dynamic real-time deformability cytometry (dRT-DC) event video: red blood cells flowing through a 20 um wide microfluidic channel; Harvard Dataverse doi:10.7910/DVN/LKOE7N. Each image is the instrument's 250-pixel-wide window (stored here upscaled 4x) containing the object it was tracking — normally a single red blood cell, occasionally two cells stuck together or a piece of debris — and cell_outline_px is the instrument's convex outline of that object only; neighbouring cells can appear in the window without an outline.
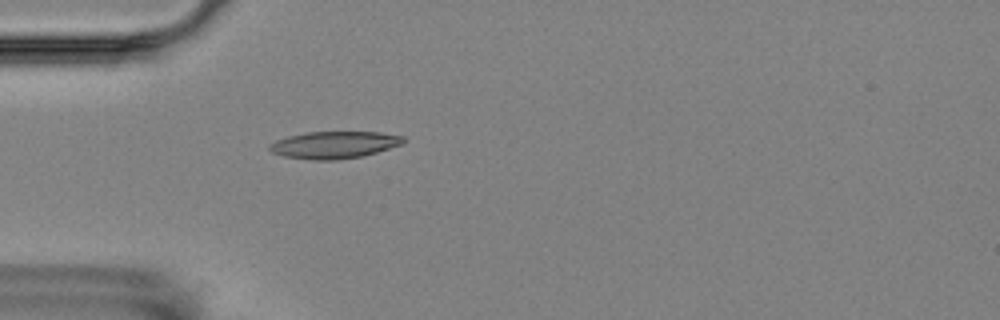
{"species": "Egyptian fruit bat (a non-hibernating species)", "species_latin": "Rousettus aegyptiacus", "temperature_condition": "room temperature", "stored_images_in_passage": 2, "camera_frame_rate_fps": 3000, "um_per_image_px": 0.085, "animal": {"sex": "female"}, "frame": {"image": 1, "passage_image": 2, "time_ms": 1.333, "image_size_px": [1000, 320], "cell_outline_px": [[404, 144], [376, 152], [360, 156], [336, 160], [312, 160], [284, 156], [272, 152], [268, 148], [268, 144], [276, 140], [288, 136], [308, 132], [380, 132], [404, 136]], "centroid_in_image_um": [28.4, 12.31], "position_along_channel_um": 56.6, "area_um2": 21.1}}